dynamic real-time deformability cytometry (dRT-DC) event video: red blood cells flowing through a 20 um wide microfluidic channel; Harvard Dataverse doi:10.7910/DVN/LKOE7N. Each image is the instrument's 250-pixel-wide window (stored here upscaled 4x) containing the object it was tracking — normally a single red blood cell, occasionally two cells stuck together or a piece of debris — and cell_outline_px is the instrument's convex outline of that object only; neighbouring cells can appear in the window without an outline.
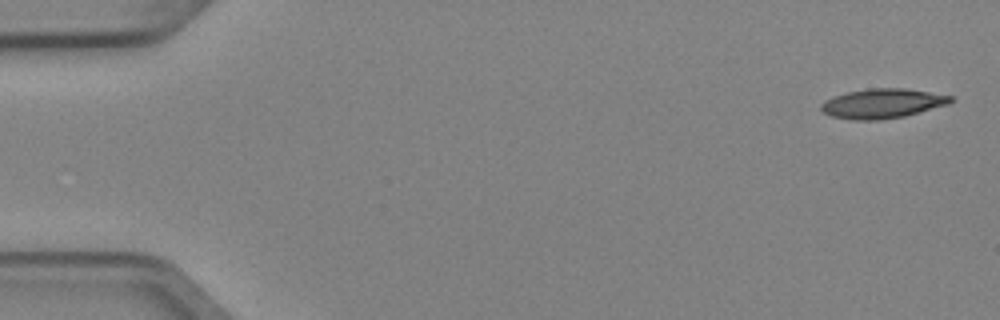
{"species": "Egyptian fruit bat (a non-hibernating species)", "species_latin": "Rousettus aegyptiacus", "temperature_condition": "cold", "stored_images_in_passage": 5, "camera_frame_rate_fps": 3000, "um_per_image_px": 0.085, "animal": {"sex": "female"}, "frame": {"image": 1, "passage_image": 1, "time_ms": 0.0, "image_size_px": [1000, 320], "cell_outline_px": [[956, 100], [948, 104], [904, 116], [880, 120], [852, 120], [832, 116], [824, 112], [820, 108], [820, 104], [824, 100], [832, 96], [848, 92], [868, 88], [904, 88], [952, 96]], "centroid_in_image_um": [74.98, 8.79], "position_along_channel_um": 10.0, "area_um2": 22.31}}
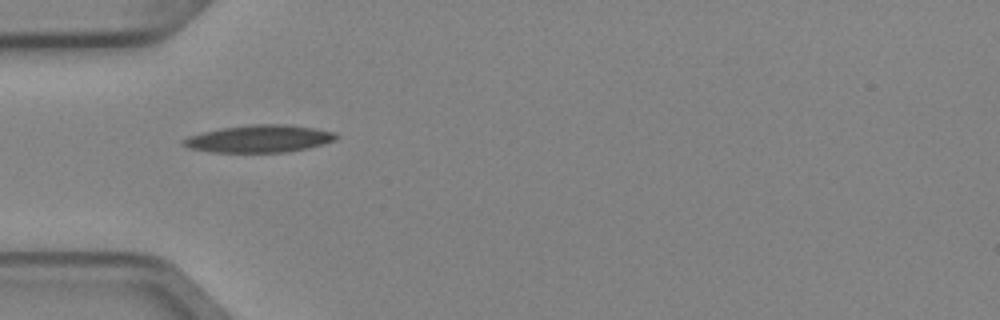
{"frame": {"image": 2, "passage_image": 5, "time_ms": 1.333, "image_size_px": [1000, 320], "cell_outline_px": [[340, 136], [336, 140], [324, 144], [308, 148], [284, 152], [212, 152], [188, 148], [180, 144], [180, 140], [188, 136], [220, 128], [252, 124], [288, 124], [316, 128], [336, 132]], "centroid_in_image_um": [22.05, 11.78], "position_along_channel_um": 62.9, "area_um2": 24.68}}